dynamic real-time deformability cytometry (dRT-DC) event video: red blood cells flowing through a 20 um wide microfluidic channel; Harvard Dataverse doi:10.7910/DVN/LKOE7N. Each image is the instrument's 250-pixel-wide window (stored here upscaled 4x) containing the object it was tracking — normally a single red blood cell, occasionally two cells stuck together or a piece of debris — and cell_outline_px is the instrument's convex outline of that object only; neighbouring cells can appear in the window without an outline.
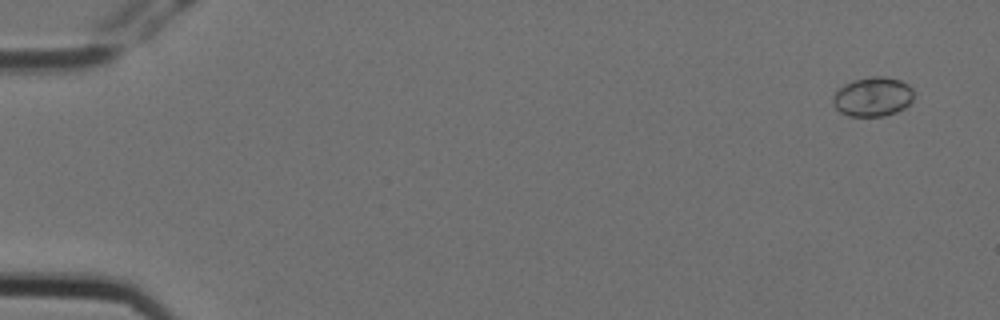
{"species": "Egyptian fruit bat (a non-hibernating species)", "species_latin": "Rousettus aegyptiacus", "temperature_condition": "cold", "stored_images_in_passage": 6, "camera_frame_rate_fps": 3000, "um_per_image_px": 0.085, "animal": {"sex": "female"}, "frame": {"image": 1, "passage_image": 6, "time_ms": 1.667, "image_size_px": [1000, 320], "cell_outline_px": [[912, 100], [904, 108], [896, 112], [884, 116], [848, 116], [840, 112], [832, 104], [832, 96], [844, 84], [852, 80], [872, 76], [884, 76], [900, 80], [908, 84], [912, 88]], "centroid_in_image_um": [74.16, 8.22], "position_along_channel_um": 10.8, "area_um2": 18.61}}